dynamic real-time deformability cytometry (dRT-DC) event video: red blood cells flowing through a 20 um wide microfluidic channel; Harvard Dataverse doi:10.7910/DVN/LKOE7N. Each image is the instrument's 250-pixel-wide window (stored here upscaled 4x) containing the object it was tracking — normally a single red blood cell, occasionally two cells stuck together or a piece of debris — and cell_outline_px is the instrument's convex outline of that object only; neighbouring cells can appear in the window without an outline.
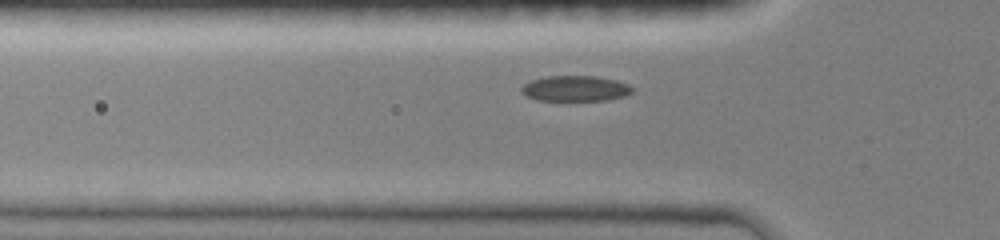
{"species": "common noctule bat (a hibernating species)", "species_latin": "Nyctalus noctula", "temperature_condition": "room temperature", "stored_images_in_passage": 37, "camera_frame_rate_fps": 3000, "um_per_image_px": 0.085, "animal": {"sex": "female", "body_mass_g": 19.0, "forearm_length_mm": 51.5}, "frame": {"image": 1, "passage_image": 9, "time_ms": 2.667, "image_size_px": [1000, 240], "cell_outline_px": [[636, 88], [632, 92], [624, 96], [608, 100], [536, 100], [520, 92], [520, 88], [524, 84], [532, 80], [548, 76], [596, 76], [616, 80], [628, 84]], "centroid_in_image_um": [48.93, 7.52], "position_along_channel_um": 76.9, "area_um2": 16.53}}
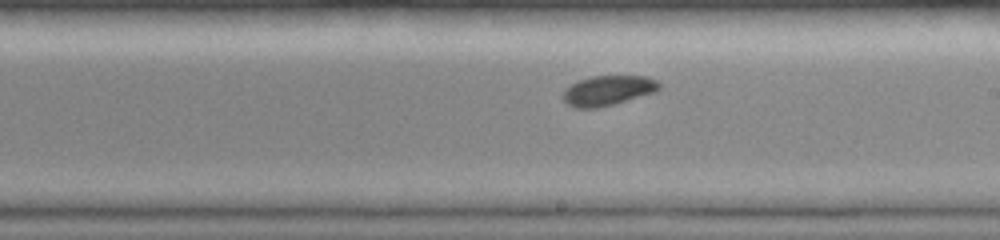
{"frame": {"image": 2, "passage_image": 21, "time_ms": 6.667, "image_size_px": [1000, 240], "cell_outline_px": [[660, 88], [656, 92], [612, 104], [596, 108], [576, 108], [568, 104], [564, 100], [564, 88], [580, 80], [592, 76], [648, 76], [656, 80], [660, 84]], "centroid_in_image_um": [51.69, 7.68], "position_along_channel_um": 237.3, "area_um2": 16.59}}
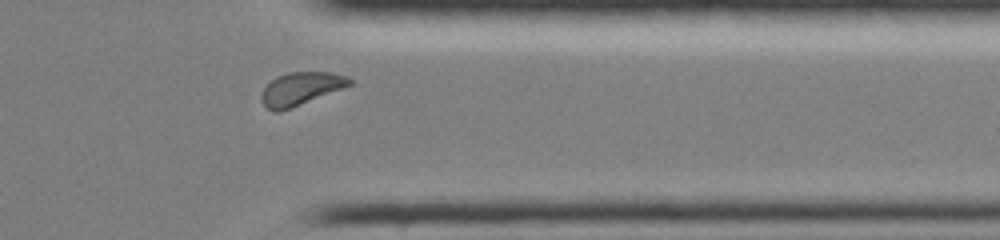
{"frame": {"image": 3, "passage_image": 32, "time_ms": 10.333, "image_size_px": [1000, 240], "cell_outline_px": [[352, 84], [292, 108], [280, 112], [276, 112], [268, 108], [264, 104], [260, 96], [264, 88], [276, 76], [288, 72], [328, 72], [348, 76], [352, 80]], "centroid_in_image_um": [25.56, 7.54], "position_along_channel_um": 385.8, "area_um2": 16.76}}